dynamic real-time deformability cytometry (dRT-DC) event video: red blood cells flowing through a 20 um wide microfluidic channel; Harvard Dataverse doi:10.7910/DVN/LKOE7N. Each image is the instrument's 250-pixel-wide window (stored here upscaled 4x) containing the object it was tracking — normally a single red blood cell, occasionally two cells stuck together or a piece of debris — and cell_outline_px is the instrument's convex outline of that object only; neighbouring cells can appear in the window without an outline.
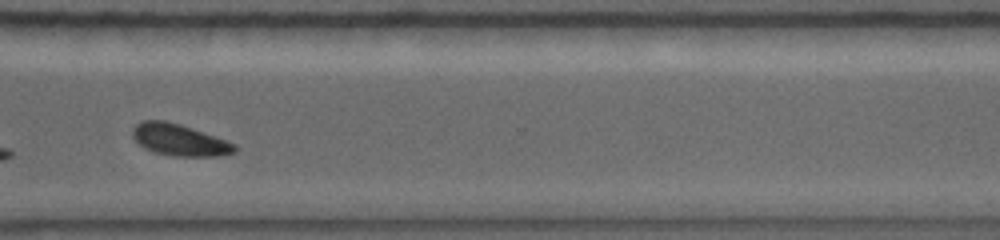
{"species": "common noctule bat (a hibernating species)", "species_latin": "Nyctalus noctula", "temperature_condition": "warm", "stored_images_in_passage": 21, "camera_frame_rate_fps": 5000, "um_per_image_px": 0.085, "animal": {"sex": "female", "body_mass_g": 19.0, "forearm_length_mm": 56.7}, "frame": {"image": 1, "passage_image": 18, "time_ms": 6.6, "image_size_px": [1000, 240], "cell_outline_px": [[236, 152], [224, 156], [176, 156], [156, 152], [144, 148], [132, 136], [132, 128], [140, 120], [164, 120], [180, 124], [228, 140], [236, 144]], "centroid_in_image_um": [15.28, 11.88], "position_along_channel_um": 355.3, "area_um2": 18.96}}
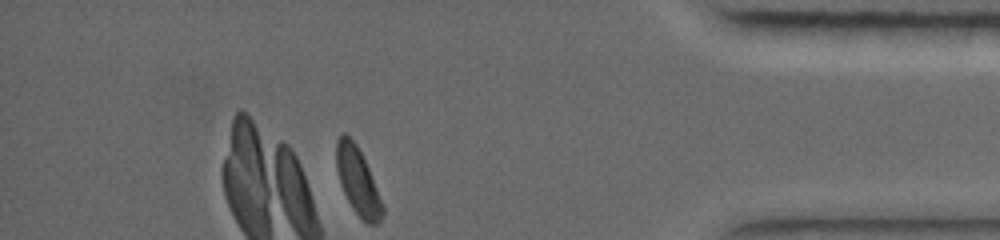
{"frame": {"image": 2, "passage_image": 21, "time_ms": 8.4, "image_size_px": [1000, 240], "cell_outline_px": [[384, 212], [380, 220], [376, 224], [368, 224], [352, 208], [340, 184], [336, 168], [336, 140], [340, 132], [344, 132], [356, 144], [368, 168], [384, 208]], "centroid_in_image_um": [30.38, 15.36], "position_along_channel_um": 404.8, "area_um2": 17.69}}